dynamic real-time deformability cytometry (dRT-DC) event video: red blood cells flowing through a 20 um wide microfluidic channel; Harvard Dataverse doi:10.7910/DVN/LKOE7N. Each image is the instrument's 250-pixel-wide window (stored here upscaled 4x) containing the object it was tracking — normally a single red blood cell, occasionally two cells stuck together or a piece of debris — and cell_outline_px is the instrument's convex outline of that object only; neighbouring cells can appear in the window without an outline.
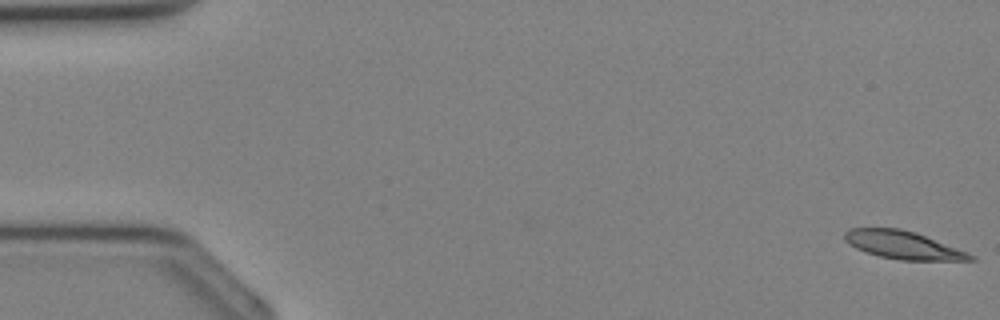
{"species": "Egyptian fruit bat (a non-hibernating species)", "species_latin": "Rousettus aegyptiacus", "temperature_condition": "cold", "stored_images_in_passage": 36, "camera_frame_rate_fps": 3000, "um_per_image_px": 0.085, "animal": {"sex": "female"}, "frame": {"image": 1, "passage_image": 1, "time_ms": 0.0, "image_size_px": [1000, 320], "cell_outline_px": [[976, 260], [900, 260], [880, 256], [856, 248], [848, 244], [844, 240], [844, 232], [848, 228], [900, 228], [916, 232], [968, 252], [976, 256]], "centroid_in_image_um": [76.76, 20.82], "position_along_channel_um": 8.2, "area_um2": 20.46}}
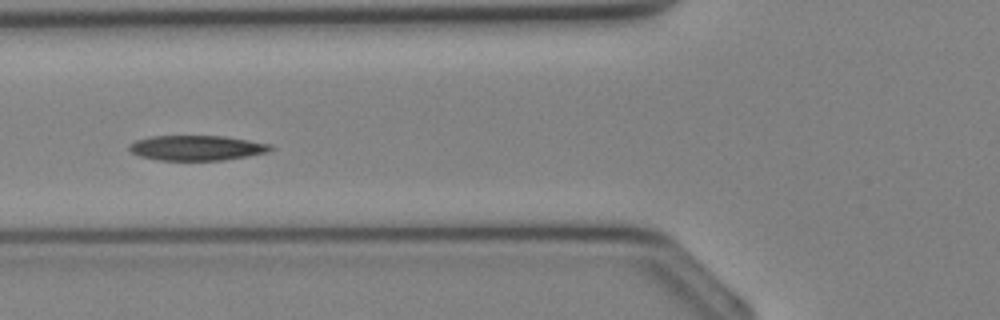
{"frame": {"image": 2, "passage_image": 14, "time_ms": 4.333, "image_size_px": [1000, 320], "cell_outline_px": [[276, 148], [268, 152], [248, 156], [224, 160], [156, 160], [140, 156], [132, 152], [128, 148], [128, 144], [136, 140], [152, 136], [224, 136], [272, 144]], "centroid_in_image_um": [16.75, 12.57], "position_along_channel_um": 109.1, "area_um2": 20.75}}
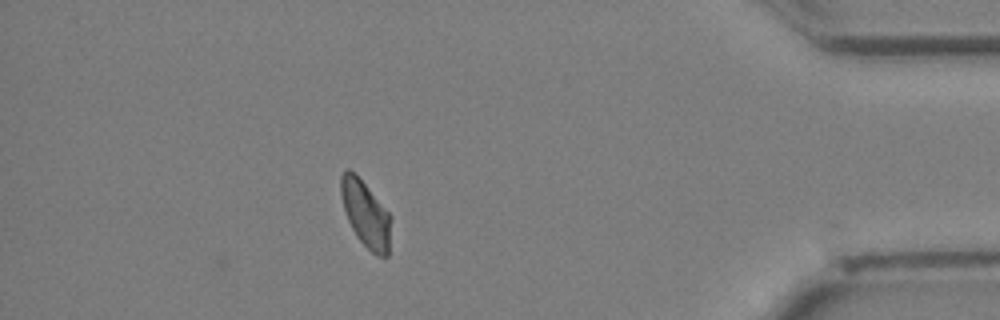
{"frame": {"image": 3, "passage_image": 32, "time_ms": 10.333, "image_size_px": [1000, 320], "cell_outline_px": [[392, 216], [388, 256], [376, 256], [356, 236], [348, 220], [344, 208], [340, 192], [340, 176], [348, 168], [364, 184]], "centroid_in_image_um": [31.09, 18.22], "position_along_channel_um": 404.1, "area_um2": 18.96}}